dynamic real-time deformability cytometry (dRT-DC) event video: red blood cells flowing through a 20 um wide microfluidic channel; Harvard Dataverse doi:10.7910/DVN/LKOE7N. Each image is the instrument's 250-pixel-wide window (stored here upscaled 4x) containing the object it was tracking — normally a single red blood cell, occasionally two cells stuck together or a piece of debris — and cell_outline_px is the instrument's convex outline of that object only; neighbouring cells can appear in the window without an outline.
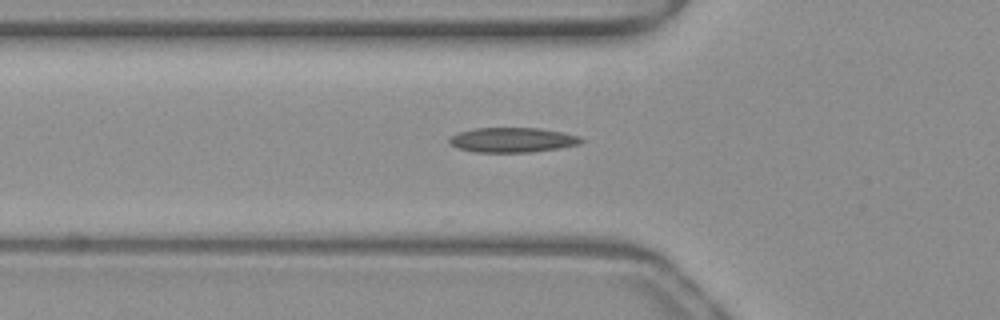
{"species": "common noctule bat (a hibernating species)", "species_latin": "Nyctalus noctula", "temperature_condition": "warm", "stored_images_in_passage": 34, "camera_frame_rate_fps": 3000, "um_per_image_px": 0.085, "animal": {"sex": "female", "body_mass_g": 19.3, "forearm_length_mm": 54.1}, "frame": {"image": 1, "passage_image": 2, "time_ms": 0.333, "image_size_px": [1000, 320], "cell_outline_px": [[584, 140], [580, 144], [532, 152], [472, 152], [456, 148], [448, 144], [448, 136], [456, 132], [472, 128], [540, 128], [580, 136]], "centroid_in_image_um": [43.45, 11.89], "position_along_channel_um": 82.4, "area_um2": 19.31}}
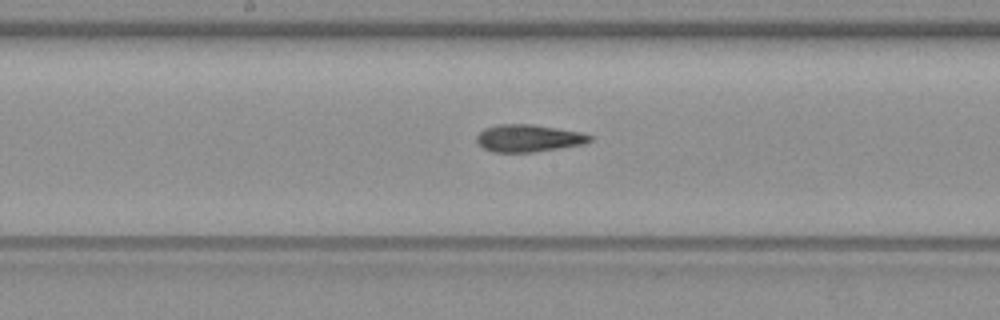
{"frame": {"image": 2, "passage_image": 11, "time_ms": 3.333, "image_size_px": [1000, 320], "cell_outline_px": [[592, 140], [584, 144], [560, 148], [532, 152], [492, 152], [484, 148], [476, 140], [476, 136], [484, 128], [500, 124], [532, 124], [580, 132], [592, 136]], "centroid_in_image_um": [44.92, 11.75], "position_along_channel_um": 203.3, "area_um2": 17.92}}
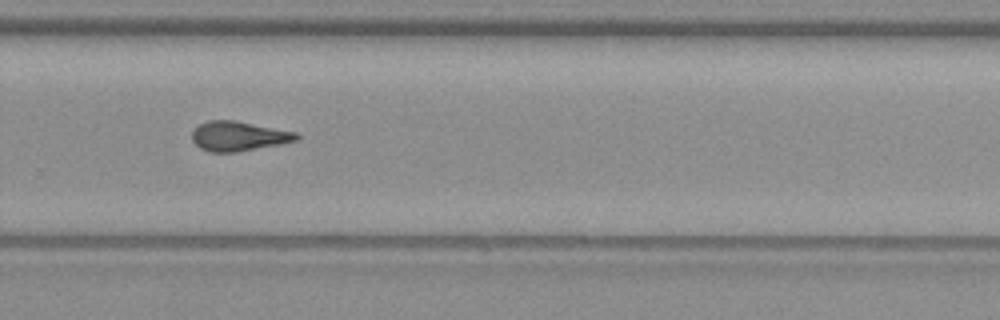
{"frame": {"image": 3, "passage_image": 19, "time_ms": 6.0, "image_size_px": [1000, 320], "cell_outline_px": [[300, 136], [296, 140], [280, 144], [236, 152], [212, 152], [200, 148], [192, 140], [192, 128], [208, 120], [236, 120], [296, 132]], "centroid_in_image_um": [20.25, 11.56], "position_along_channel_um": 309.6, "area_um2": 18.03}, "authors_computed_cell_mechanics": {"area_um2": 17.918, "velocity_mm_per_s": 4.0044, "shape_relaxation_time_tau1_ms": 7.5072, "shape_relaxation_time_tau2_ms": 3.2296, "deformation_change_tau1": 0.2155, "deformation_change_tau2": 0.1152}}